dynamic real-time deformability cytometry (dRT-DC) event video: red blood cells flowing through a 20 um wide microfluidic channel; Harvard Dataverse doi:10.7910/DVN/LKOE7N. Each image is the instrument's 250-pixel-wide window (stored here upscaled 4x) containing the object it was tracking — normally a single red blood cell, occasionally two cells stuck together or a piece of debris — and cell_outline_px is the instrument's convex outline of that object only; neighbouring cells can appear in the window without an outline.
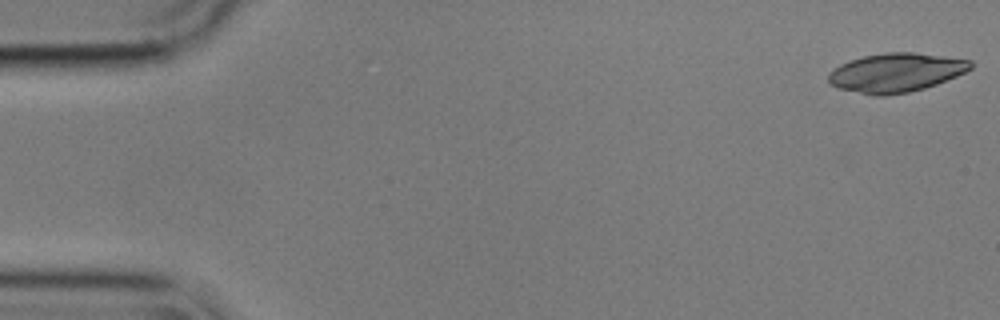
{"species": "common noctule bat (a hibernating species)", "species_latin": "Nyctalus noctula", "temperature_condition": "cold", "stored_images_in_passage": 20, "camera_frame_rate_fps": 3000, "um_per_image_px": 0.085, "animal": {"sex": "male", "body_mass_g": 17.9}, "frame": {"image": 1, "passage_image": 1, "time_ms": 0.0, "image_size_px": [1000, 320], "cell_outline_px": [[972, 68], [956, 76], [936, 84], [924, 88], [908, 92], [884, 96], [872, 96], [840, 88], [828, 84], [828, 72], [840, 64], [864, 56], [884, 52], [916, 52], [972, 60]], "centroid_in_image_um": [76.14, 6.17], "position_along_channel_um": 8.9, "area_um2": 32.31}}